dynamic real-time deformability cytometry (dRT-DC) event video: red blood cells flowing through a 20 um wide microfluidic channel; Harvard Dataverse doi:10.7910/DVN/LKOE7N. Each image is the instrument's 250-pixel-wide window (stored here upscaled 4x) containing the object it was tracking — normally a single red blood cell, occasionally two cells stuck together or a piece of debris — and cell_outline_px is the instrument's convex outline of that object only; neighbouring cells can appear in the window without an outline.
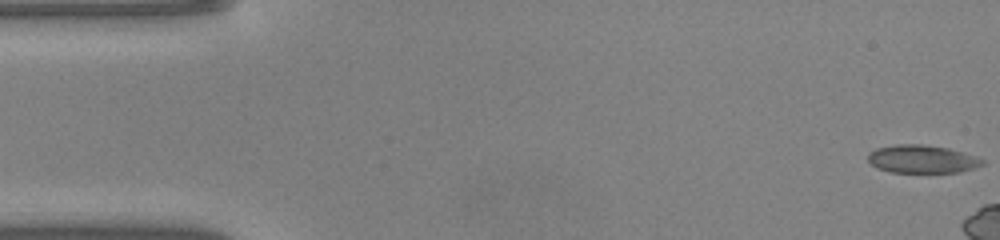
{"species": "common noctule bat (a hibernating species)", "species_latin": "Nyctalus noctula", "temperature_condition": "warm", "stored_images_in_passage": 7, "camera_frame_rate_fps": 3000, "um_per_image_px": 0.085, "animal": {"sex": "male", "body_mass_g": 20.0, "forearm_length_mm": 53.3}, "frame": {"image": 1, "passage_image": 1, "time_ms": 0.0, "image_size_px": [1000, 240], "cell_outline_px": [[984, 164], [976, 168], [960, 172], [892, 172], [876, 168], [868, 160], [868, 152], [876, 148], [896, 144], [924, 144], [948, 148], [964, 152], [976, 156], [984, 160]], "centroid_in_image_um": [78.39, 13.51], "position_along_channel_um": 6.6, "area_um2": 18.84}}